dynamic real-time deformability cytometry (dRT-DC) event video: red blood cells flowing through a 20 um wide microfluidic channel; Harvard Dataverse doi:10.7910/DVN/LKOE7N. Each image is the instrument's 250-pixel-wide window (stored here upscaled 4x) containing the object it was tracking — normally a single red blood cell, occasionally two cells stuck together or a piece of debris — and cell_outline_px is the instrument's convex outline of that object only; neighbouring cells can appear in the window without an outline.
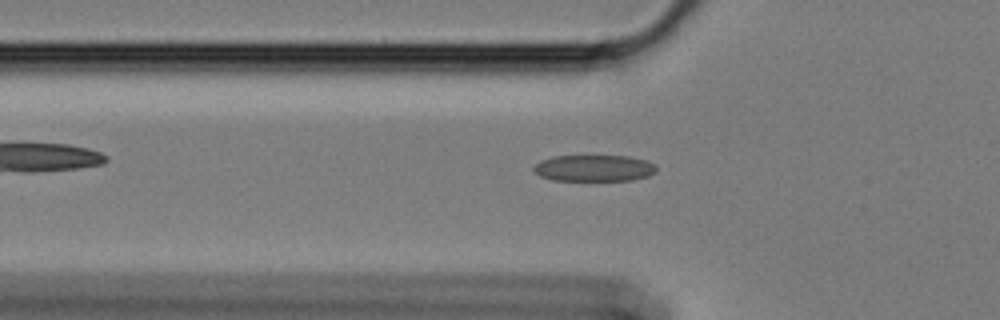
{"species": "Egyptian fruit bat (a non-hibernating species)", "species_latin": "Rousettus aegyptiacus", "temperature_condition": "cold", "stored_images_in_passage": 43, "camera_frame_rate_fps": 3000, "um_per_image_px": 0.085, "animal": {"sex": "female"}, "frame": {"image": 1, "passage_image": 4, "time_ms": 1.0, "image_size_px": [1000, 320], "cell_outline_px": [[656, 172], [648, 176], [632, 180], [552, 180], [540, 176], [532, 168], [540, 160], [552, 156], [628, 156], [644, 160], [652, 164], [656, 168]], "centroid_in_image_um": [50.46, 14.29], "position_along_channel_um": 75.3, "area_um2": 18.79}}
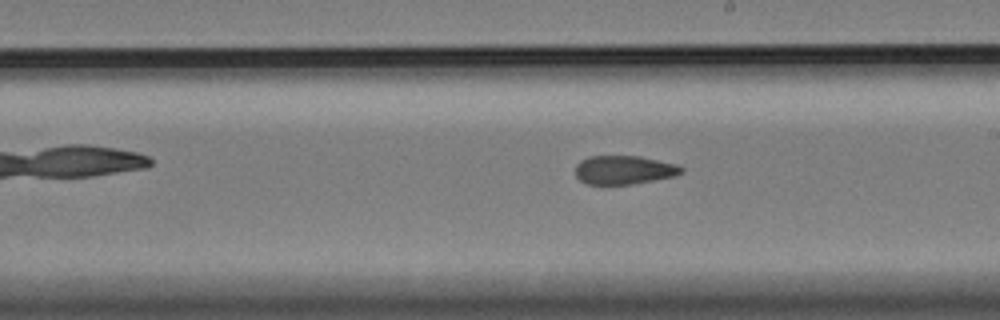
{"frame": {"image": 2, "passage_image": 18, "time_ms": 5.667, "image_size_px": [1000, 320], "cell_outline_px": [[684, 172], [676, 176], [632, 184], [588, 184], [580, 180], [576, 176], [576, 164], [580, 160], [588, 156], [640, 156], [676, 164], [684, 168]], "centroid_in_image_um": [53.05, 14.44], "position_along_channel_um": 235.9, "area_um2": 17.8}}
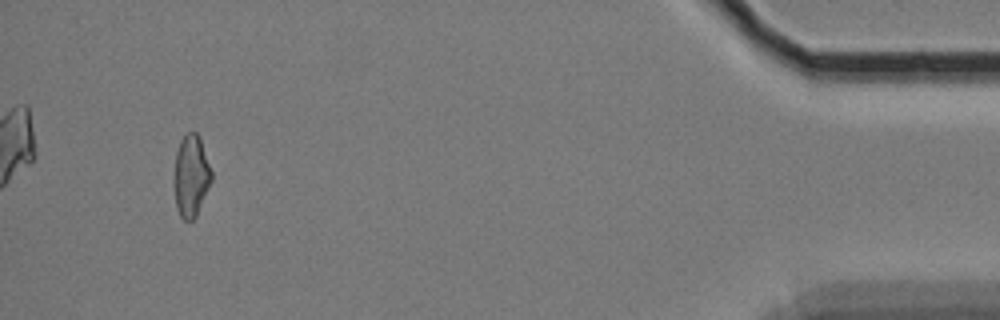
{"frame": {"image": 3, "passage_image": 40, "time_ms": 13.0, "image_size_px": [1000, 320], "cell_outline_px": [[212, 180], [196, 216], [192, 220], [184, 220], [180, 216], [176, 208], [176, 152], [180, 140], [188, 132], [196, 132], [200, 136], [212, 172]], "centroid_in_image_um": [16.28, 14.93], "position_along_channel_um": 418.9, "area_um2": 17.4}, "authors_computed_cell_mechanics": {"area_um2": 18.3804, "velocity_mm_per_s": 3.4215, "shape_relaxation_time_tau1_ms": null, "shape_relaxation_time_tau2_ms": 3.0558, "deformation_change_tau1": null, "deformation_change_tau2": 0.1034}}